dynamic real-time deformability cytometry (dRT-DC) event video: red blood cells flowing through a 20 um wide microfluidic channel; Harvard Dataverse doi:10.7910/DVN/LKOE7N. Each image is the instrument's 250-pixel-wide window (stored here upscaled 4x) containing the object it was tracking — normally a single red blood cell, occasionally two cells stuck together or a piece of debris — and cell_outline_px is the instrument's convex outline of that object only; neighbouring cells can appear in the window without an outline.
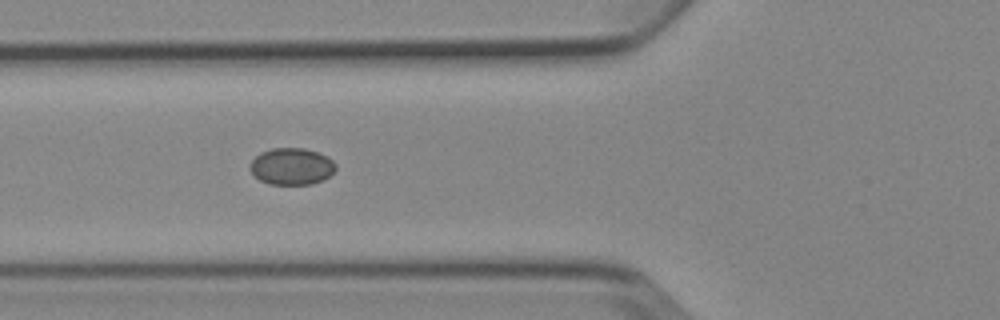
{"species": "Egyptian fruit bat (a non-hibernating species)", "species_latin": "Rousettus aegyptiacus", "temperature_condition": "cold", "stored_images_in_passage": 9, "camera_frame_rate_fps": 3000, "um_per_image_px": 0.085, "animal": {"sex": "female"}, "frame": {"image": 1, "passage_image": 6, "time_ms": 5.667, "image_size_px": [1000, 320], "cell_outline_px": [[336, 168], [324, 180], [312, 184], [268, 184], [260, 180], [248, 168], [248, 164], [260, 152], [272, 148], [304, 148], [328, 156], [336, 164]], "centroid_in_image_um": [24.77, 14.14], "position_along_channel_um": 101.0, "area_um2": 18.44}}
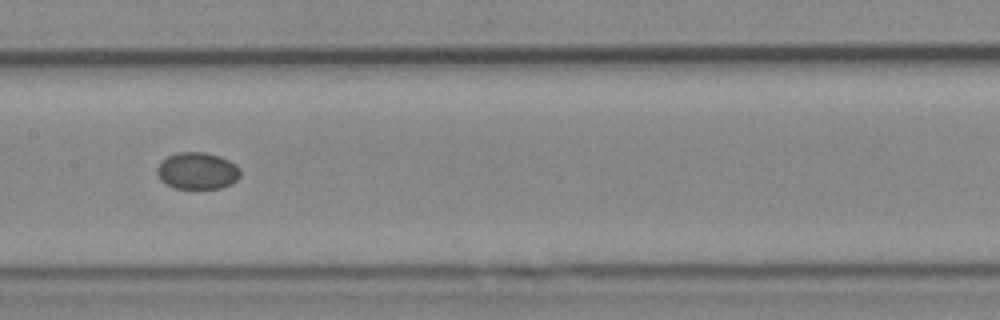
{"frame": {"image": 2, "passage_image": 8, "time_ms": 8.0, "image_size_px": [1000, 320], "cell_outline_px": [[240, 176], [232, 184], [220, 188], [172, 188], [160, 180], [156, 172], [156, 168], [168, 156], [180, 152], [204, 152], [220, 156], [236, 164], [240, 168]], "centroid_in_image_um": [16.78, 14.53], "position_along_channel_um": 190.6, "area_um2": 17.92}}
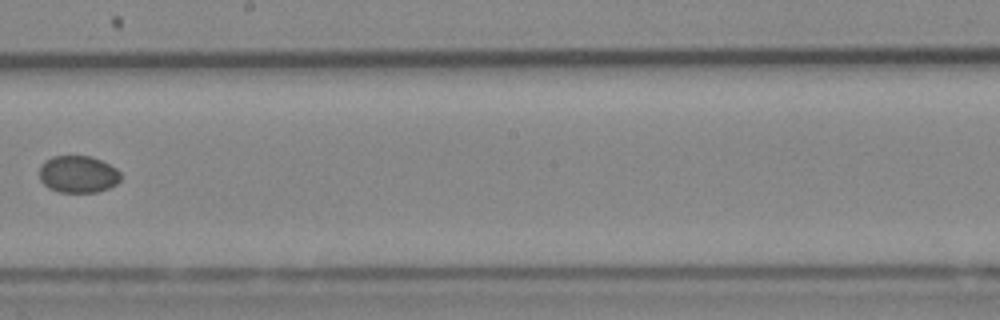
{"frame": {"image": 3, "passage_image": 9, "time_ms": 9.333, "image_size_px": [1000, 320], "cell_outline_px": [[120, 180], [116, 184], [108, 188], [96, 192], [60, 192], [48, 188], [40, 180], [40, 164], [44, 160], [52, 156], [92, 156], [116, 168], [120, 172]], "centroid_in_image_um": [6.61, 14.8], "position_along_channel_um": 241.6, "area_um2": 17.63}}